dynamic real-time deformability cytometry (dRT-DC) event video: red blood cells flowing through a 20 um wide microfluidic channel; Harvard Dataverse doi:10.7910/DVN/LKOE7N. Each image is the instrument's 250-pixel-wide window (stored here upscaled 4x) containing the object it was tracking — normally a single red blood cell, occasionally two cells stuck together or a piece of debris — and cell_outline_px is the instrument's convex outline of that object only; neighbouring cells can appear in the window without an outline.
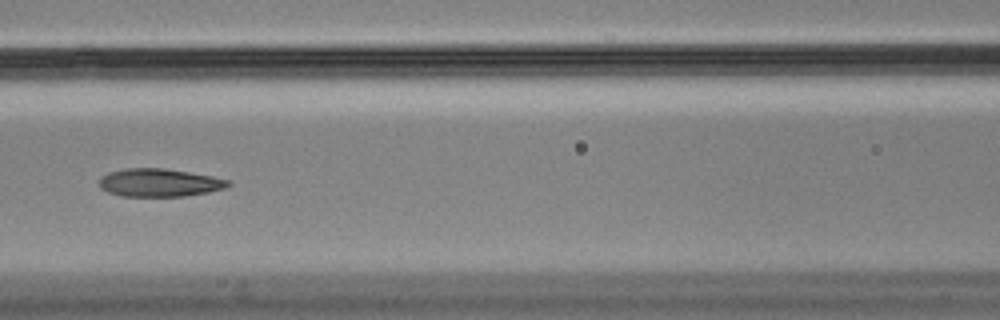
{"species": "Egyptian fruit bat (a non-hibernating species)", "species_latin": "Rousettus aegyptiacus", "temperature_condition": "cold", "stored_images_in_passage": 8, "camera_frame_rate_fps": 3000, "um_per_image_px": 0.085, "animal": {"sex": "male"}, "frame": {"image": 1, "passage_image": 6, "time_ms": 1.667, "image_size_px": [1000, 320], "cell_outline_px": [[232, 184], [224, 188], [208, 192], [184, 196], [120, 196], [108, 192], [100, 188], [100, 176], [108, 172], [124, 168], [164, 168], [212, 176], [228, 180]], "centroid_in_image_um": [13.51, 15.52], "position_along_channel_um": 153.1, "area_um2": 21.04}}
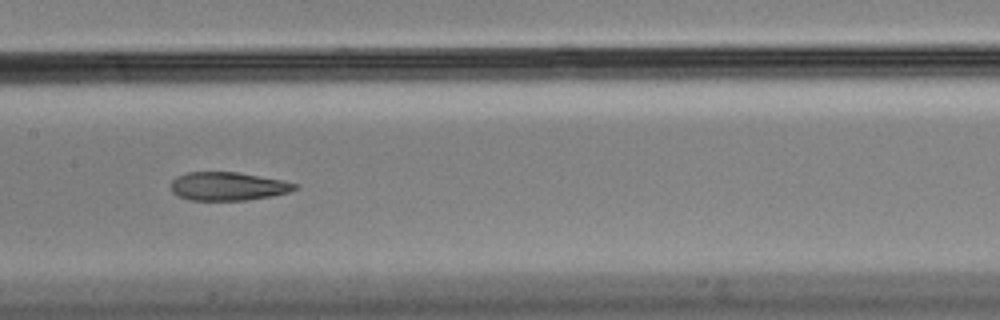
{"frame": {"image": 2, "passage_image": 7, "time_ms": 2.0, "image_size_px": [1000, 320], "cell_outline_px": [[300, 188], [288, 192], [272, 196], [244, 200], [192, 200], [180, 196], [172, 192], [172, 180], [176, 176], [188, 172], [236, 172], [280, 180], [300, 184]], "centroid_in_image_um": [19.4, 15.83], "position_along_channel_um": 188.0, "area_um2": 20.35}}
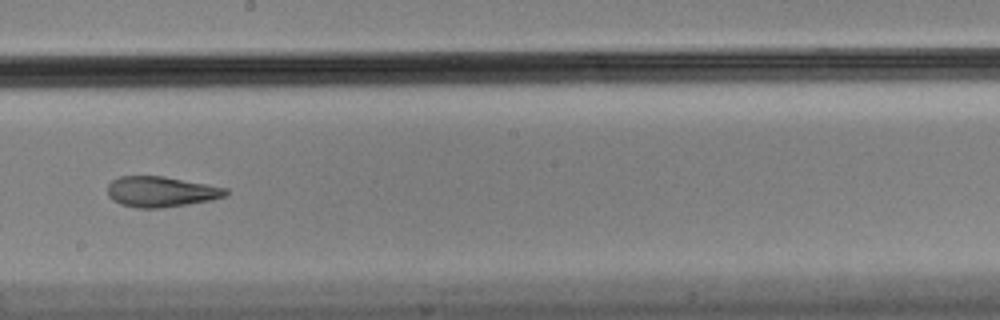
{"frame": {"image": 3, "passage_image": 8, "time_ms": 2.333, "image_size_px": [1000, 320], "cell_outline_px": [[228, 192], [224, 196], [212, 200], [188, 204], [160, 208], [136, 208], [120, 204], [112, 200], [108, 196], [108, 184], [112, 180], [120, 176], [164, 176], [228, 188]], "centroid_in_image_um": [13.67, 16.29], "position_along_channel_um": 234.5, "area_um2": 21.1}}